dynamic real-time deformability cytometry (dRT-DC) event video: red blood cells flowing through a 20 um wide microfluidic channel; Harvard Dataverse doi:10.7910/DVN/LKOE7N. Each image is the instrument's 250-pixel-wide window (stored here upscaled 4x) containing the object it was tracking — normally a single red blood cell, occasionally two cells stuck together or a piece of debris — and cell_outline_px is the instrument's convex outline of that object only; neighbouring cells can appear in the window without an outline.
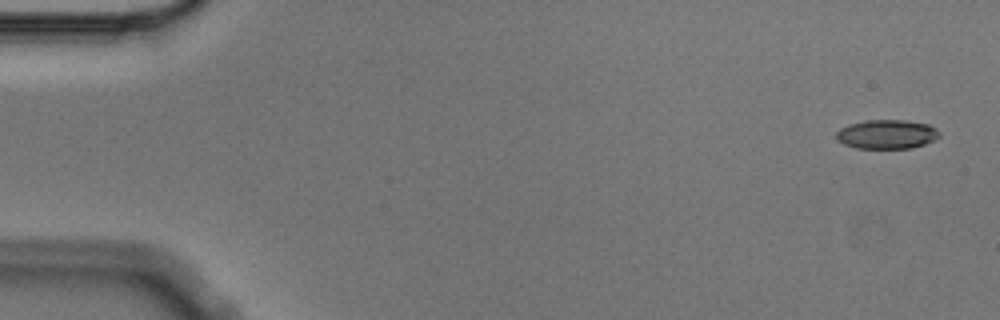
{"species": "Egyptian fruit bat (a non-hibernating species)", "species_latin": "Rousettus aegyptiacus", "temperature_condition": "cold", "stored_images_in_passage": 4, "camera_frame_rate_fps": 3000, "um_per_image_px": 0.085, "animal": {"sex": "male"}, "frame": {"image": 1, "passage_image": 1, "time_ms": 0.0, "image_size_px": [1000, 320], "cell_outline_px": [[940, 136], [936, 140], [912, 148], [856, 148], [844, 144], [836, 140], [836, 132], [840, 128], [848, 124], [864, 120], [904, 120], [928, 124], [936, 128], [940, 132]], "centroid_in_image_um": [75.38, 11.41], "position_along_channel_um": 9.6, "area_um2": 17.69}}
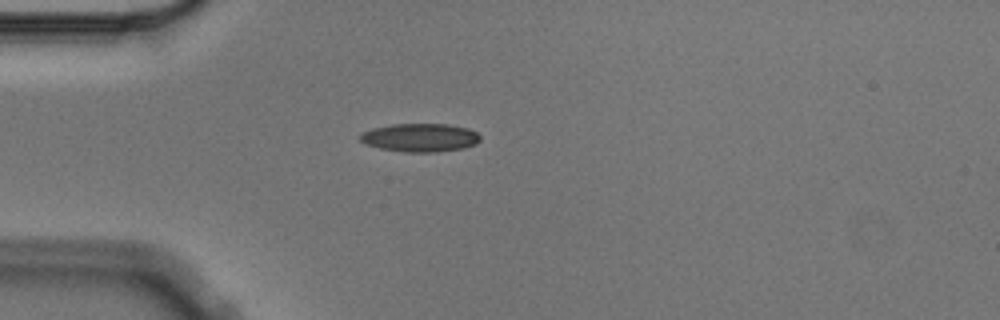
{"frame": {"image": 2, "passage_image": 4, "time_ms": 1.0, "image_size_px": [1000, 320], "cell_outline_px": [[480, 140], [476, 144], [464, 148], [436, 152], [404, 152], [380, 148], [364, 144], [360, 140], [360, 132], [372, 128], [392, 124], [448, 124], [468, 128], [476, 132], [480, 136]], "centroid_in_image_um": [35.69, 11.69], "position_along_channel_um": 49.3, "area_um2": 20.0}}